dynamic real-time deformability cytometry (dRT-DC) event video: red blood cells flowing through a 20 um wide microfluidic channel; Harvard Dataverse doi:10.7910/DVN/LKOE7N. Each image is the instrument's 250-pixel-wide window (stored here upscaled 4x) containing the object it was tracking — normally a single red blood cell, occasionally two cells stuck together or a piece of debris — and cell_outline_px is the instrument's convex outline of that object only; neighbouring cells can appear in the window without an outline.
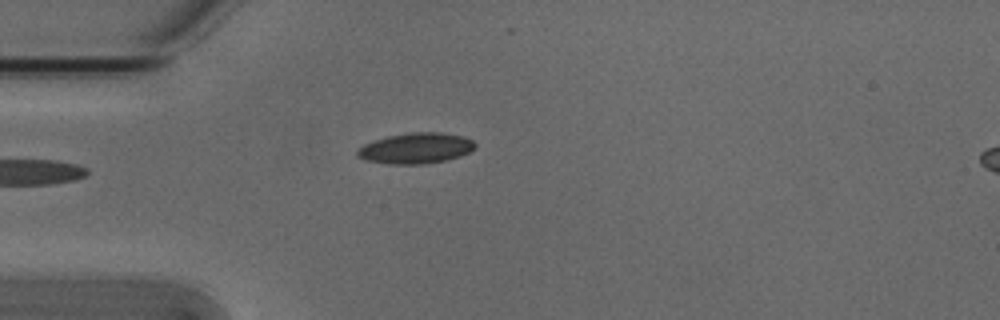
{"species": "Egyptian fruit bat (a non-hibernating species)", "species_latin": "Rousettus aegyptiacus", "temperature_condition": "cold", "stored_images_in_passage": 3, "camera_frame_rate_fps": 3000, "um_per_image_px": 0.085, "animal": {"sex": "male"}, "frame": {"image": 1, "passage_image": 2, "time_ms": 0.333, "image_size_px": [1000, 320], "cell_outline_px": [[476, 148], [460, 156], [448, 160], [424, 164], [388, 164], [368, 160], [356, 156], [356, 152], [364, 144], [372, 140], [388, 136], [412, 132], [440, 132], [464, 136], [472, 140], [476, 144]], "centroid_in_image_um": [35.37, 12.6], "position_along_channel_um": 49.6, "area_um2": 21.15}}